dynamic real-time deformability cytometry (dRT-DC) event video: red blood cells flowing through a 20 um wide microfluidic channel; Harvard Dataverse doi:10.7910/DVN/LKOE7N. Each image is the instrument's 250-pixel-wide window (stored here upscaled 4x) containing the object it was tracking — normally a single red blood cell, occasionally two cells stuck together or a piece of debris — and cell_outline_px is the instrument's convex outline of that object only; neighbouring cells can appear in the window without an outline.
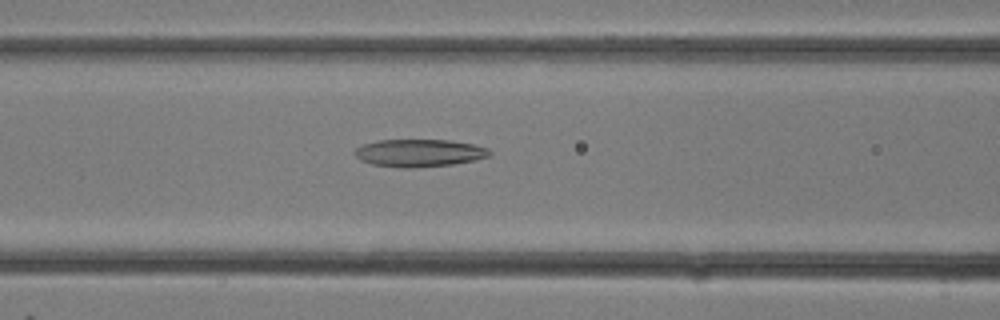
{"species": "common noctule bat (a hibernating species)", "species_latin": "Nyctalus noctula", "temperature_condition": "room temperature", "stored_images_in_passage": 6, "camera_frame_rate_fps": 3000, "um_per_image_px": 0.085, "animal": {"sex": "female"}, "frame": {"image": 1, "passage_image": 4, "time_ms": 1.0, "image_size_px": [1000, 320], "cell_outline_px": [[492, 152], [488, 156], [472, 160], [452, 164], [412, 168], [400, 168], [372, 164], [360, 160], [352, 152], [356, 148], [364, 144], [376, 140], [448, 140], [472, 144], [488, 148]], "centroid_in_image_um": [35.58, 13.0], "position_along_channel_um": 131.0, "area_um2": 21.56}}
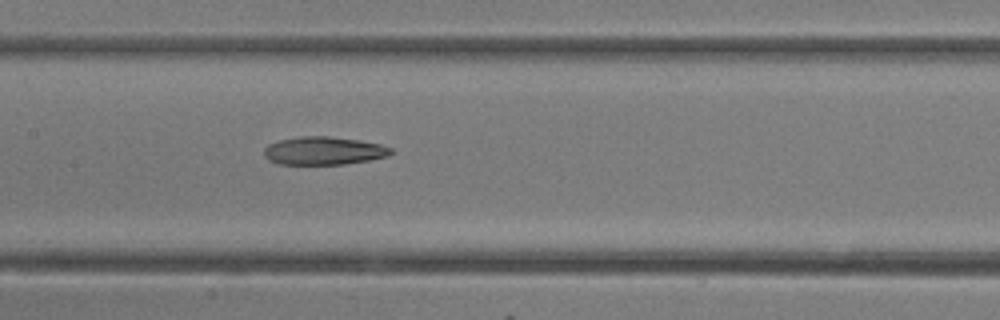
{"frame": {"image": 2, "passage_image": 6, "time_ms": 1.667, "image_size_px": [1000, 320], "cell_outline_px": [[396, 152], [388, 156], [368, 160], [344, 164], [276, 164], [268, 160], [264, 156], [264, 148], [268, 144], [280, 140], [300, 136], [328, 136], [360, 140], [380, 144], [392, 148]], "centroid_in_image_um": [27.52, 12.81], "position_along_channel_um": 179.9, "area_um2": 20.92}}